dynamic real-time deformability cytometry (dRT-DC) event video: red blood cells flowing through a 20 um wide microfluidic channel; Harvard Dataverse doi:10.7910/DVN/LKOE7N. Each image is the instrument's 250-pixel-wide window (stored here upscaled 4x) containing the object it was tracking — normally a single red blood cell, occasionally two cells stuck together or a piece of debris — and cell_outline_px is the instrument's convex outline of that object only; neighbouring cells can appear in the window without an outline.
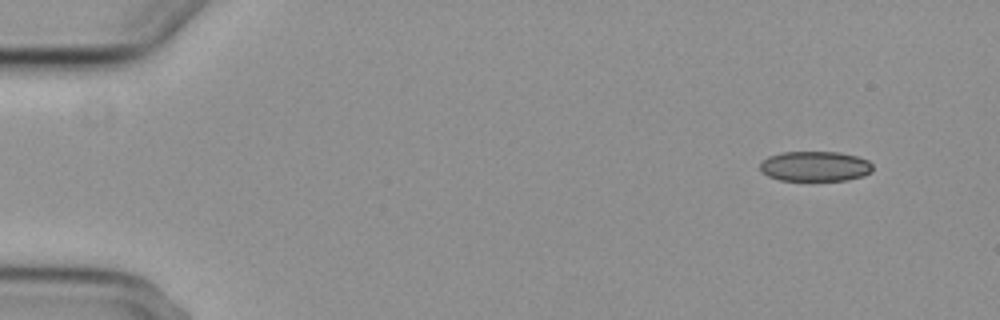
{"species": "common noctule bat (a hibernating species)", "species_latin": "Nyctalus noctula", "temperature_condition": "cold", "stored_images_in_passage": 4, "camera_frame_rate_fps": 3000, "um_per_image_px": 0.085, "animal": {"sex": "female", "body_mass_g": 29.2, "forearm_length_mm": 56.3}, "frame": {"image": 1, "passage_image": 1, "time_ms": 0.0, "image_size_px": [1000, 320], "cell_outline_px": [[872, 172], [864, 176], [848, 180], [780, 180], [768, 176], [760, 172], [760, 164], [768, 156], [780, 152], [840, 152], [856, 156], [868, 160], [872, 164]], "centroid_in_image_um": [69.28, 14.13], "position_along_channel_um": 15.7, "area_um2": 19.88}}